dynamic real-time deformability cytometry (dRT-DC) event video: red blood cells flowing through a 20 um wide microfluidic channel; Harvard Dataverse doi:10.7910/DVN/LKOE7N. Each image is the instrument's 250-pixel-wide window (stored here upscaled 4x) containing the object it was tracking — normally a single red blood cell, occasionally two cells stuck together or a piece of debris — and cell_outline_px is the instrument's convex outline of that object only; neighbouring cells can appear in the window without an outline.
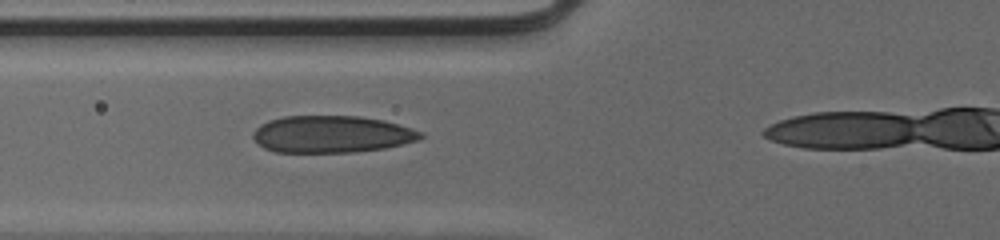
{"species": "human", "species_latin": "Homo sapiens", "temperature_condition": "cold", "stored_images_in_passage": 40, "camera_frame_rate_fps": 3000, "um_per_image_px": 0.085, "donor": {"sex": "male"}, "frame": {"image": 1, "passage_image": 15, "time_ms": 4.667, "image_size_px": [1000, 240], "cell_outline_px": [[424, 136], [420, 140], [404, 144], [384, 148], [352, 152], [276, 152], [264, 148], [252, 136], [252, 132], [260, 124], [268, 120], [284, 116], [360, 116], [384, 120], [412, 128], [424, 132]], "centroid_in_image_um": [28.22, 11.4], "position_along_channel_um": 97.6, "area_um2": 36.36}}
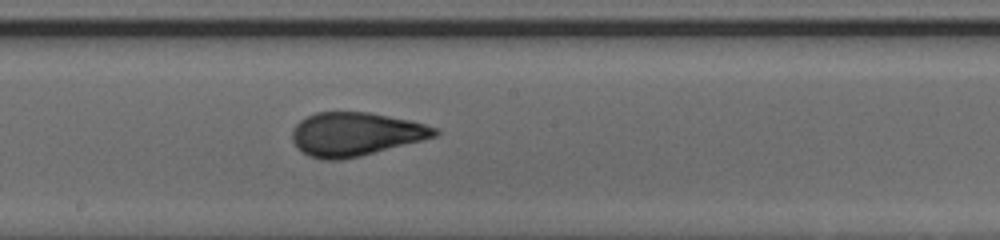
{"frame": {"image": 2, "passage_image": 24, "time_ms": 7.667, "image_size_px": [1000, 240], "cell_outline_px": [[440, 132], [436, 136], [360, 156], [340, 160], [324, 160], [308, 156], [296, 148], [292, 140], [292, 132], [296, 124], [304, 116], [316, 112], [368, 112], [408, 120], [440, 128]], "centroid_in_image_um": [30.17, 11.4], "position_along_channel_um": 218.0, "area_um2": 36.18}}
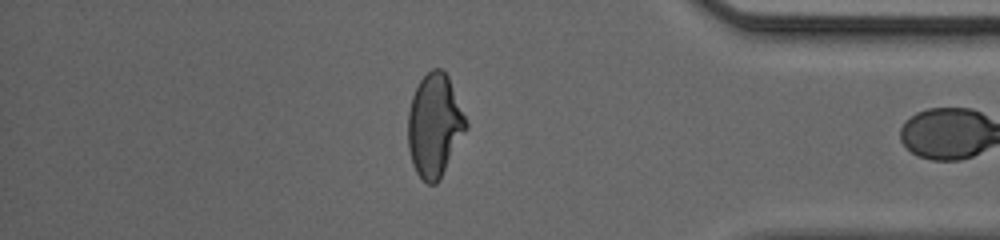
{"frame": {"image": 3, "passage_image": 39, "time_ms": 12.667, "image_size_px": [1000, 240], "cell_outline_px": [[468, 128], [440, 180], [436, 184], [428, 184], [416, 172], [412, 164], [408, 148], [408, 112], [412, 96], [420, 80], [432, 68], [440, 68], [448, 76], [468, 124]], "centroid_in_image_um": [36.93, 10.68], "position_along_channel_um": 398.3, "area_um2": 34.8}}